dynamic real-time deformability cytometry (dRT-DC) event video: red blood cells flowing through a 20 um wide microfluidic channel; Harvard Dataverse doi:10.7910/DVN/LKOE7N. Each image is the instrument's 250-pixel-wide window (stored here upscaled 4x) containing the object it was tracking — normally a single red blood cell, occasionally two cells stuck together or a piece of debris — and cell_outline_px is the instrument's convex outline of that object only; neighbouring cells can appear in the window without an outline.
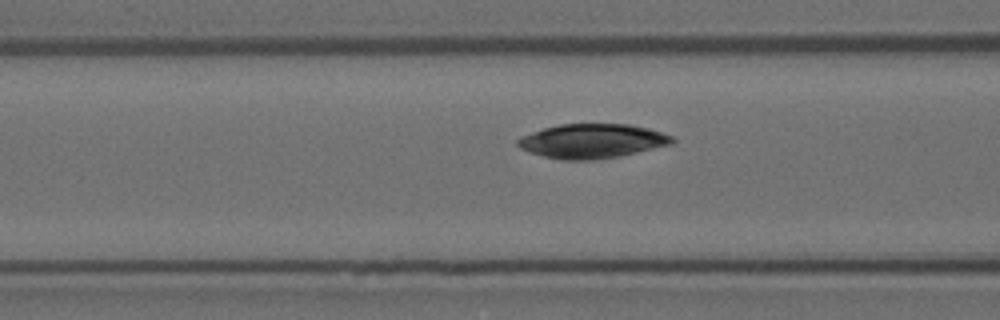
{"species": "Egyptian fruit bat (a non-hibernating species)", "species_latin": "Rousettus aegyptiacus", "temperature_condition": "room temperature", "stored_images_in_passage": 6, "segment_of_instrument_passage": [2, 2], "camera_frame_rate_fps": 3000, "um_per_image_px": 0.085, "animal": {"sex": "female"}, "frame": {"image": 1, "passage_image": 6, "time_ms": 1.667, "image_size_px": [1000, 320], "cell_outline_px": [[676, 140], [672, 144], [620, 156], [592, 160], [560, 160], [544, 156], [520, 148], [516, 144], [516, 140], [520, 136], [544, 128], [560, 124], [628, 124], [648, 128], [672, 136]], "centroid_in_image_um": [50.32, 11.99], "position_along_channel_um": 116.3, "area_um2": 30.81}}